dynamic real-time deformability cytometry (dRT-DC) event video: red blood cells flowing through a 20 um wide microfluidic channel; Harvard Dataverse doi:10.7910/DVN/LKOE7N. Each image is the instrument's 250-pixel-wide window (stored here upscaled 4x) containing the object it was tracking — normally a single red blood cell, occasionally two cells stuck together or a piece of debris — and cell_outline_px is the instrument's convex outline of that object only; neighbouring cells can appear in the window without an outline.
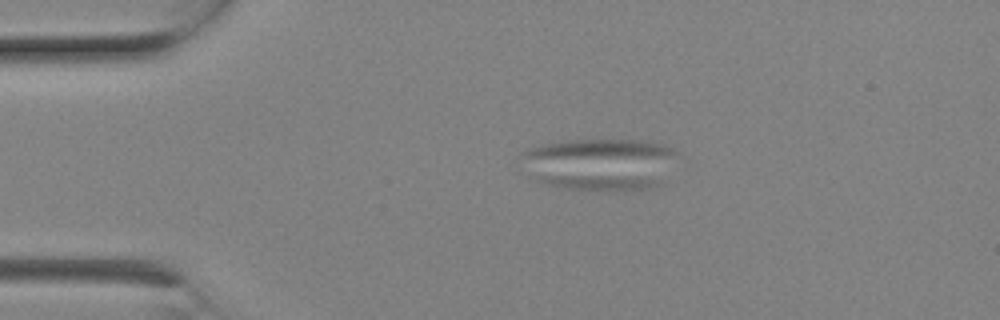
{"species": "Egyptian fruit bat (a non-hibernating species)", "species_latin": "Rousettus aegyptiacus", "temperature_condition": "room temperature", "stored_images_in_passage": 7, "camera_frame_rate_fps": 3000, "um_per_image_px": 0.085, "animal": {"sex": "female"}, "frame": {"image": 1, "passage_image": 4, "time_ms": 1.0, "image_size_px": [1000, 320], "cell_outline_px": [[676, 152], [664, 180], [660, 184], [648, 188], [568, 188], [544, 184], [528, 180], [520, 152], [528, 148], [544, 144], [572, 140], [648, 140], [664, 144], [672, 148]], "centroid_in_image_um": [50.9, 13.91], "position_along_channel_um": 34.1, "area_um2": 46.99}}
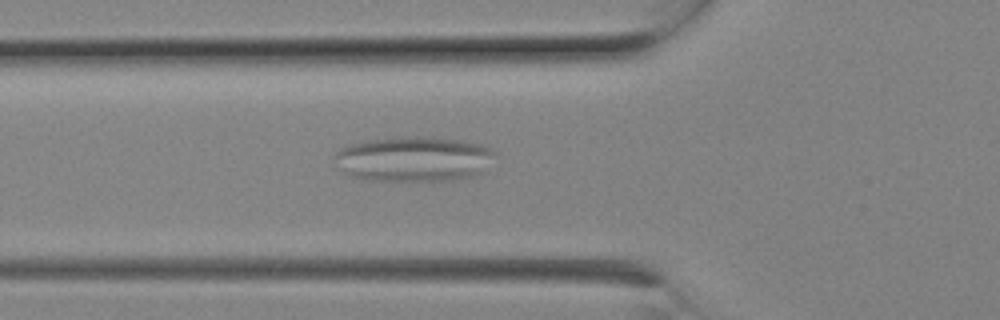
{"frame": {"image": 2, "passage_image": 7, "time_ms": 2.0, "image_size_px": [1000, 320], "cell_outline_px": [[496, 152], [488, 172], [472, 176], [452, 180], [368, 180], [352, 176], [340, 172], [332, 164], [336, 152], [340, 148], [348, 144], [376, 140], [416, 136], [432, 136], [464, 140], [480, 144]], "centroid_in_image_um": [35.19, 13.52], "position_along_channel_um": 90.6, "area_um2": 42.71}}